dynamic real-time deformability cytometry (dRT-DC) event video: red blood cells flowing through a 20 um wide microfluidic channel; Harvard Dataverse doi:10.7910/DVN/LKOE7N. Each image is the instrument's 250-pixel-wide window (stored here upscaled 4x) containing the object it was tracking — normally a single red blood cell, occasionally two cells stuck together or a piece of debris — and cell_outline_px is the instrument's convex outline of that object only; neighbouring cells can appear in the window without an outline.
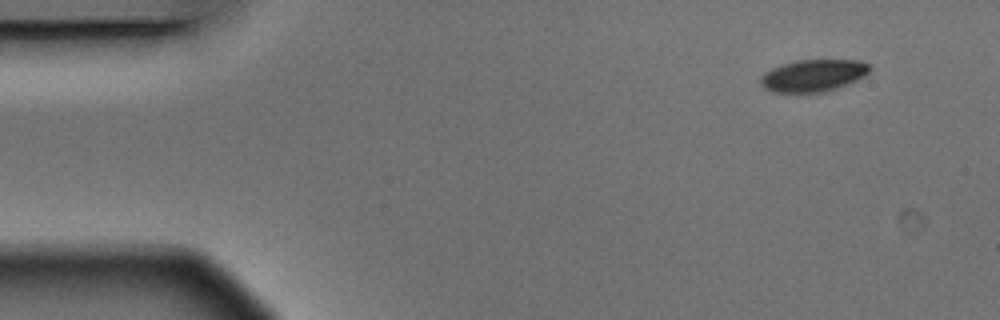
{"species": "Egyptian fruit bat (a non-hibernating species)", "species_latin": "Rousettus aegyptiacus", "temperature_condition": "warm", "stored_images_in_passage": 4, "camera_frame_rate_fps": 3000, "um_per_image_px": 0.085, "animal": {"sex": "male"}, "frame": {"image": 1, "passage_image": 1, "time_ms": 0.0, "image_size_px": [1000, 320], "cell_outline_px": [[872, 68], [864, 76], [856, 80], [836, 88], [824, 92], [772, 92], [764, 88], [760, 84], [760, 76], [764, 72], [772, 68], [796, 60], [860, 60], [868, 64]], "centroid_in_image_um": [69.11, 6.41], "position_along_channel_um": 15.9, "area_um2": 20.35}}
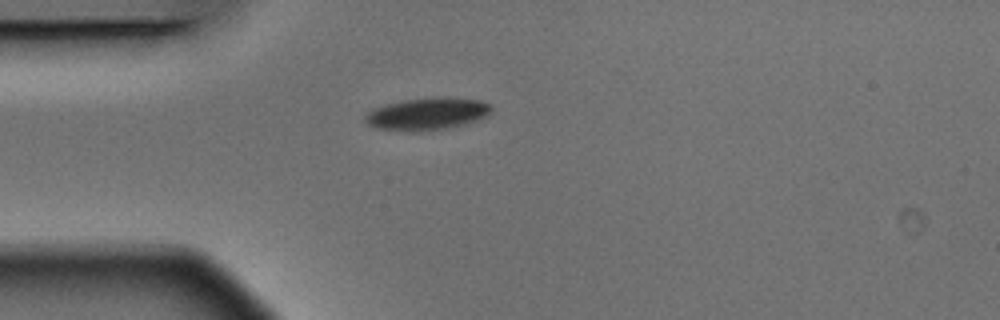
{"frame": {"image": 2, "passage_image": 3, "time_ms": 0.667, "image_size_px": [1000, 320], "cell_outline_px": [[492, 108], [488, 116], [464, 124], [444, 128], [412, 132], [380, 128], [368, 124], [364, 120], [364, 116], [372, 108], [404, 100], [448, 96], [480, 100], [488, 104]], "centroid_in_image_um": [36.32, 9.66], "position_along_channel_um": 48.7, "area_um2": 23.52}}